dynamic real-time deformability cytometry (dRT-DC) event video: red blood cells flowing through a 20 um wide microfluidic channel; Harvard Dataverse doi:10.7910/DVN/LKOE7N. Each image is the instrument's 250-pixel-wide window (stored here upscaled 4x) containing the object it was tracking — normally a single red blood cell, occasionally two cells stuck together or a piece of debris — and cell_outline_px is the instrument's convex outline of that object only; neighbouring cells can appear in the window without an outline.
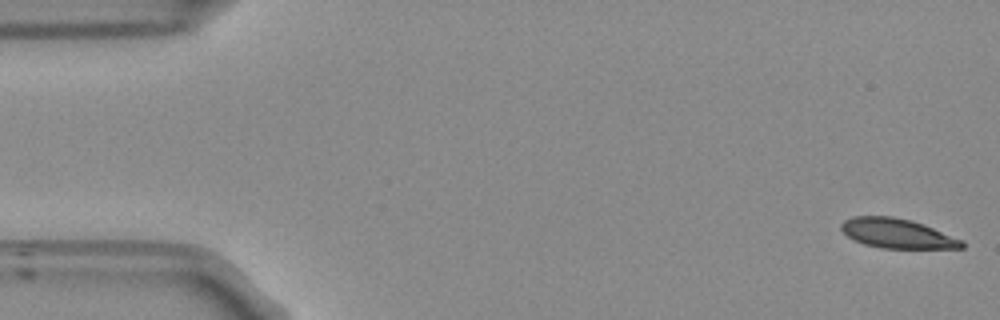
{"species": "Egyptian fruit bat (a non-hibernating species)", "species_latin": "Rousettus aegyptiacus", "temperature_condition": "room temperature", "stored_images_in_passage": 53, "camera_frame_rate_fps": 3000, "um_per_image_px": 0.085, "frame": {"image": 1, "passage_image": 1, "time_ms": 0.0, "image_size_px": [1000, 320], "cell_outline_px": [[964, 248], [880, 248], [864, 244], [848, 236], [840, 228], [840, 224], [844, 220], [852, 216], [892, 216], [912, 220], [964, 240]], "centroid_in_image_um": [76.26, 19.83], "position_along_channel_um": 8.7, "area_um2": 20.75}}
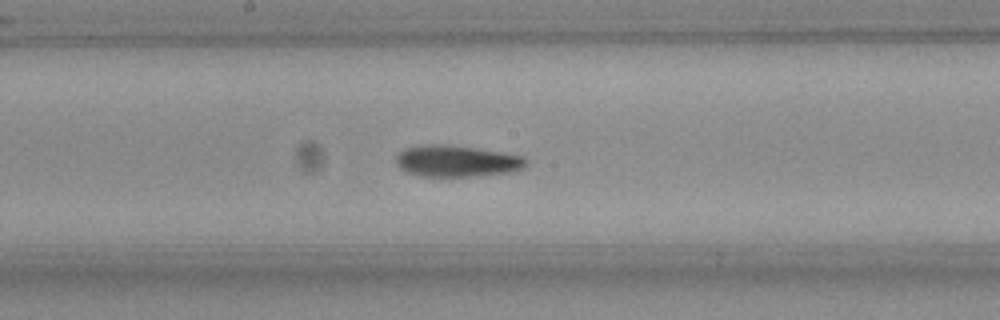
{"frame": {"image": 2, "passage_image": 27, "time_ms": 8.667, "image_size_px": [1000, 320], "cell_outline_px": [[524, 168], [508, 172], [476, 176], [420, 176], [408, 172], [400, 168], [396, 164], [396, 156], [404, 148], [428, 144], [444, 144], [500, 152], [520, 156], [524, 160]], "centroid_in_image_um": [38.74, 13.69], "position_along_channel_um": 209.5, "area_um2": 23.35}}
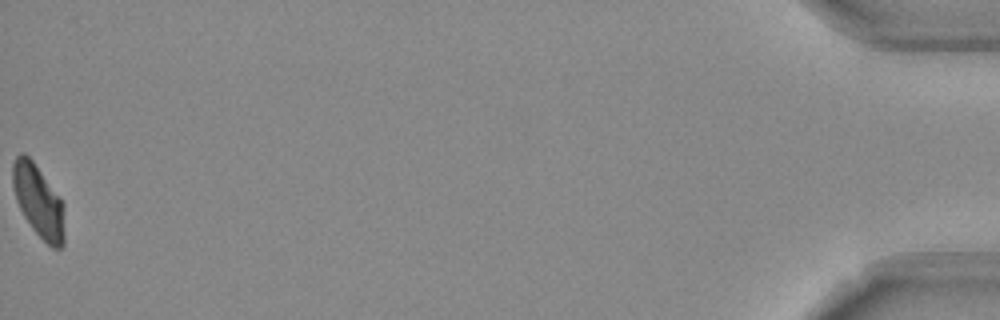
{"frame": {"image": 3, "passage_image": 53, "time_ms": 17.333, "image_size_px": [1000, 320], "cell_outline_px": [[64, 244], [60, 248], [52, 248], [32, 228], [24, 216], [16, 200], [12, 184], [12, 164], [16, 156], [24, 152], [32, 160], [64, 204]], "centroid_in_image_um": [3.26, 17.1], "position_along_channel_um": 431.9, "area_um2": 21.62}, "authors_computed_cell_mechanics": {"area_um2": 22.6576, "velocity_mm_per_s": 3.7881, "shape_relaxation_time_tau1_ms": 3.1113, "shape_relaxation_time_tau2_ms": 1.8666, "deformation_change_tau1": 0.139, "deformation_change_tau2": 0.0805}}